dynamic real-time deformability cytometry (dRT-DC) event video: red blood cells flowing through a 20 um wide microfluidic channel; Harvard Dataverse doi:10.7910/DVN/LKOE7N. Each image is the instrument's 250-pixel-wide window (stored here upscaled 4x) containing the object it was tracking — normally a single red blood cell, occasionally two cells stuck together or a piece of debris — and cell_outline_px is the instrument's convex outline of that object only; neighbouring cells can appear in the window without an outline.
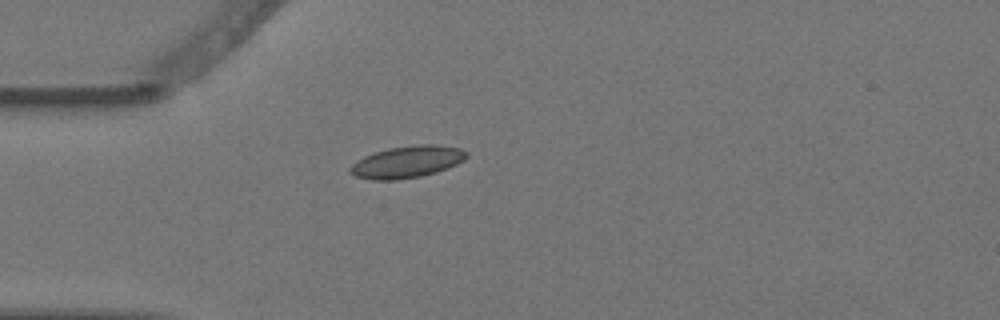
{"species": "Egyptian fruit bat (a non-hibernating species)", "species_latin": "Rousettus aegyptiacus", "temperature_condition": "warm", "stored_images_in_passage": 2, "camera_frame_rate_fps": 3000, "um_per_image_px": 0.085, "animal": {"sex": "female"}, "frame": {"image": 1, "passage_image": 1, "time_ms": 0.0, "image_size_px": [1000, 320], "cell_outline_px": [[468, 156], [464, 160], [448, 168], [436, 172], [420, 176], [396, 180], [372, 180], [356, 176], [348, 168], [356, 160], [364, 156], [388, 148], [420, 144], [436, 144], [460, 148], [468, 152]], "centroid_in_image_um": [34.62, 13.75], "position_along_channel_um": 50.4, "area_um2": 21.62}}